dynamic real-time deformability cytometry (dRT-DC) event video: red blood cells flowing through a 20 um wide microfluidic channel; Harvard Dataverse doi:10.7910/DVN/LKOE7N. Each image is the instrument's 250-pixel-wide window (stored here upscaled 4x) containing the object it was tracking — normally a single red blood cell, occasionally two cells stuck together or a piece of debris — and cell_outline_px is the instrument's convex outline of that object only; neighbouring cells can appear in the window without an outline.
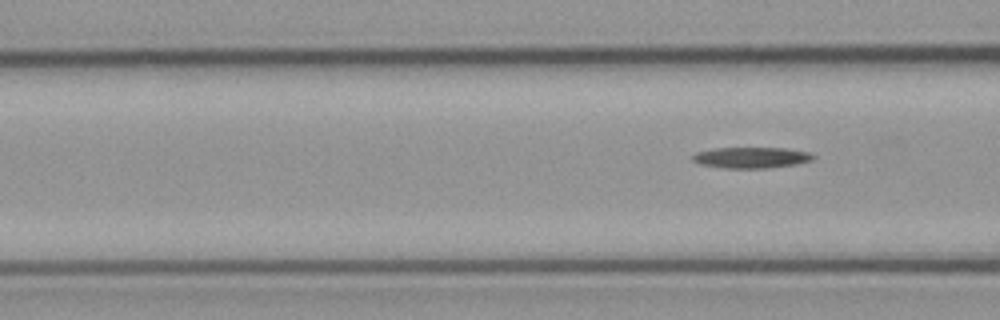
{"species": "common noctule bat (a hibernating species)", "species_latin": "Nyctalus noctula", "temperature_condition": "cold", "stored_images_in_passage": 7, "segment_of_instrument_passage": [2, 2], "camera_frame_rate_fps": 3000, "um_per_image_px": 0.085, "animal": {"sex": "male", "body_mass_g": 23.1, "forearm_length_mm": 52.7}, "frame": {"image": 1, "passage_image": 7, "time_ms": 8.0, "image_size_px": [1000, 320], "cell_outline_px": [[816, 156], [812, 160], [796, 164], [764, 168], [724, 168], [700, 164], [692, 160], [692, 156], [696, 152], [716, 148], [784, 148], [808, 152]], "centroid_in_image_um": [63.85, 13.39], "position_along_channel_um": 102.8, "area_um2": 14.62}}